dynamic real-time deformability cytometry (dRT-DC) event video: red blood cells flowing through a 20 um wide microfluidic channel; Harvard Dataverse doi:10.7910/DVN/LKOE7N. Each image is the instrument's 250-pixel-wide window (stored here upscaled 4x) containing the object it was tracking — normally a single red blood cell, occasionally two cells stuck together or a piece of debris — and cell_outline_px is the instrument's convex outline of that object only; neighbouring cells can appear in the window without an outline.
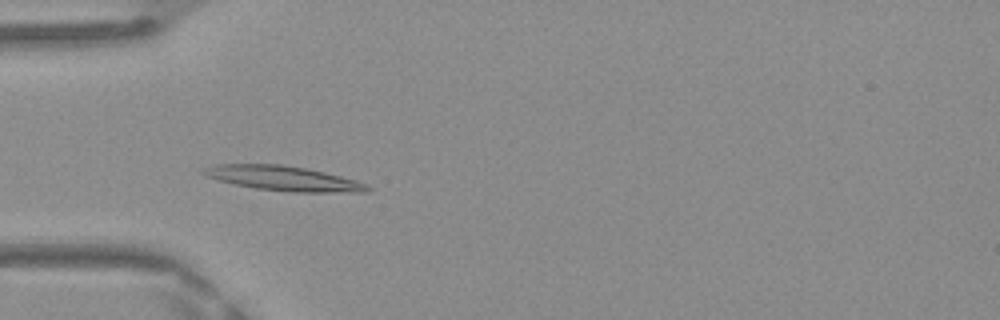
{"species": "Egyptian fruit bat (a non-hibernating species)", "species_latin": "Rousettus aegyptiacus", "temperature_condition": "warm", "stored_images_in_passage": 25, "camera_frame_rate_fps": 3000, "um_per_image_px": 0.085, "frame": {"image": 1, "passage_image": 2, "time_ms": 0.333, "image_size_px": [1000, 320], "cell_outline_px": [[372, 188], [368, 192], [292, 192], [256, 188], [236, 184], [220, 180], [208, 176], [200, 172], [200, 168], [216, 164], [280, 164], [304, 168], [324, 172], [356, 180], [368, 184]], "centroid_in_image_um": [24.11, 15.16], "position_along_channel_um": 60.9, "area_um2": 23.52}}
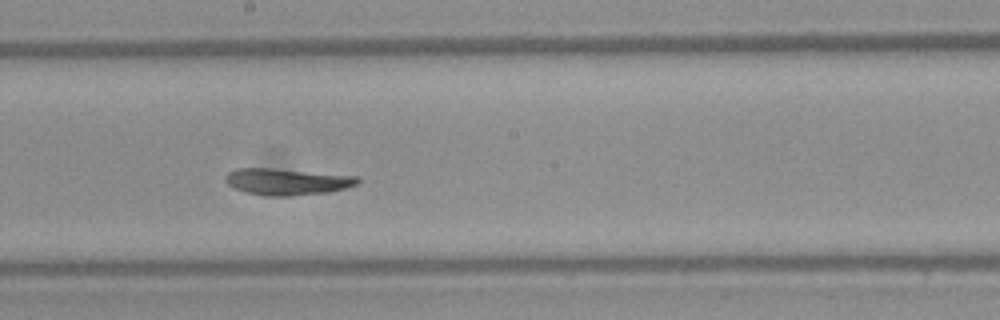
{"frame": {"image": 2, "passage_image": 14, "time_ms": 4.333, "image_size_px": [1000, 320], "cell_outline_px": [[360, 180], [356, 184], [344, 188], [328, 192], [288, 196], [268, 196], [248, 192], [232, 188], [224, 180], [224, 176], [228, 172], [236, 168], [272, 168], [360, 176]], "centroid_in_image_um": [24.37, 15.43], "position_along_channel_um": 223.8, "area_um2": 20.46}}
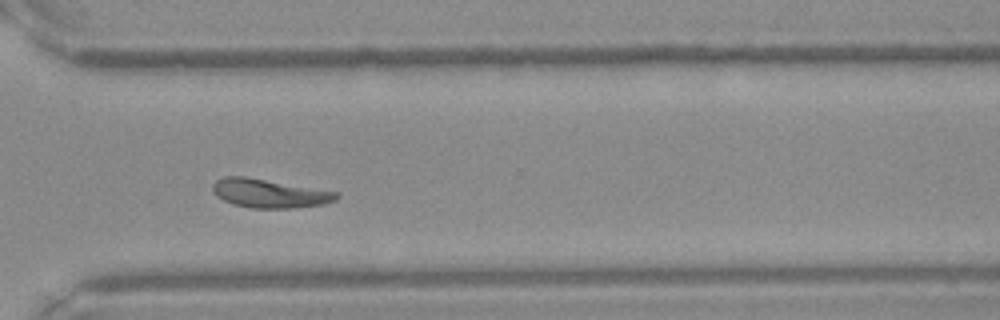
{"frame": {"image": 3, "passage_image": 23, "time_ms": 7.333, "image_size_px": [1000, 320], "cell_outline_px": [[340, 196], [336, 200], [324, 204], [296, 208], [252, 208], [232, 204], [216, 196], [212, 188], [212, 184], [216, 180], [224, 176], [244, 176], [340, 192]], "centroid_in_image_um": [22.92, 16.44], "position_along_channel_um": 347.7, "area_um2": 20.87}, "authors_computed_cell_mechanics": {"area_um2": 20.1144, "velocity_mm_per_s": 4.1312, "shape_relaxation_time_tau1_ms": 6.1909, "shape_relaxation_time_tau2_ms": 2.781, "deformation_change_tau1": 0.2266, "deformation_change_tau2": 0.1025}}